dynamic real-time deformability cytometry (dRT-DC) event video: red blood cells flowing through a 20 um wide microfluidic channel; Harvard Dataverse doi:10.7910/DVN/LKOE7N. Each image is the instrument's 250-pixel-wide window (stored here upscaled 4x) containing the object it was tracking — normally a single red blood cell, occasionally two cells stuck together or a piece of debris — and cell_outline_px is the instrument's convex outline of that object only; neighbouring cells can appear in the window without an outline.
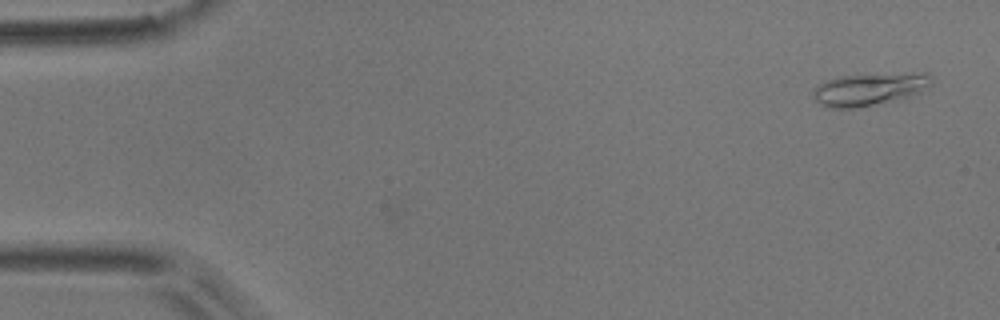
{"species": "common noctule bat (a hibernating species)", "species_latin": "Nyctalus noctula", "temperature_condition": "room temperature", "stored_images_in_passage": 4, "camera_frame_rate_fps": 3000, "um_per_image_px": 0.085, "animal": {"sex": "male", "body_mass_g": 17.9}, "frame": {"image": 1, "passage_image": 1, "time_ms": 0.0, "image_size_px": [1000, 320], "cell_outline_px": [[932, 84], [908, 96], [860, 108], [828, 108], [820, 104], [812, 96], [812, 92], [824, 80], [840, 76], [924, 72], [928, 72], [932, 80]], "centroid_in_image_um": [73.85, 7.58], "position_along_channel_um": 11.2, "area_um2": 22.2}}